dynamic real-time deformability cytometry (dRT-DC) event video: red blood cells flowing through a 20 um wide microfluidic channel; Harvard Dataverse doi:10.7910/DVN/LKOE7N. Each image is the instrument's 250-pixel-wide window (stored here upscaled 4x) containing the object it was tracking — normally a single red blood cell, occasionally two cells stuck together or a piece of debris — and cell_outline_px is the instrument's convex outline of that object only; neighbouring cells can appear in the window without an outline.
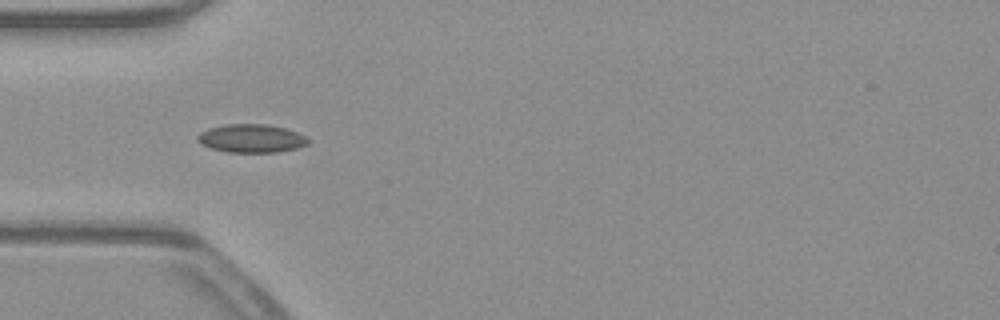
{"species": "common noctule bat (a hibernating species)", "species_latin": "Nyctalus noctula", "temperature_condition": "warm", "stored_images_in_passage": 37, "camera_frame_rate_fps": 3000, "um_per_image_px": 0.085, "animal": {"sex": "male", "body_mass_g": 23.1, "forearm_length_mm": 52.7}, "frame": {"image": 1, "passage_image": 1, "time_ms": 0.0, "image_size_px": [1000, 320], "cell_outline_px": [[312, 140], [308, 144], [296, 148], [276, 152], [228, 152], [212, 148], [196, 140], [196, 136], [200, 132], [208, 128], [224, 124], [268, 124], [284, 128], [296, 132]], "centroid_in_image_um": [21.37, 11.75], "position_along_channel_um": 63.6, "area_um2": 18.21}}
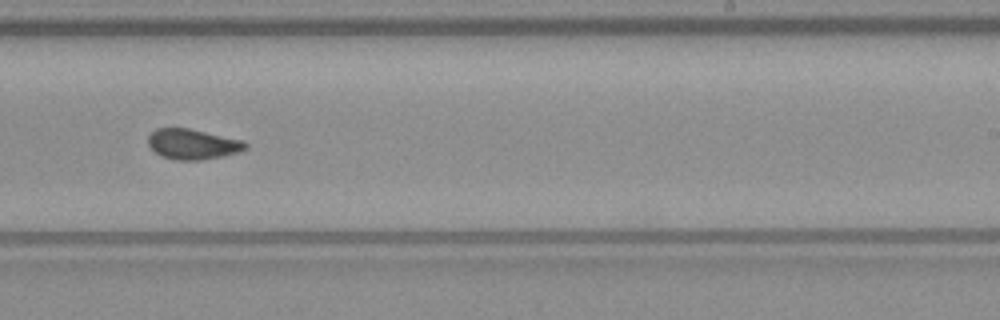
{"frame": {"image": 2, "passage_image": 17, "time_ms": 5.333, "image_size_px": [1000, 320], "cell_outline_px": [[248, 148], [240, 152], [224, 156], [200, 160], [176, 160], [160, 156], [148, 144], [148, 136], [156, 128], [188, 128], [244, 140], [248, 144]], "centroid_in_image_um": [16.41, 12.26], "position_along_channel_um": 272.6, "area_um2": 17.34}}
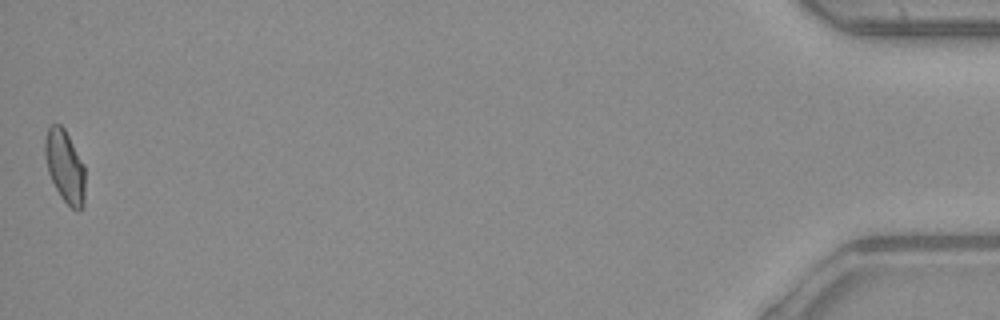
{"frame": {"image": 3, "passage_image": 37, "time_ms": 12.0, "image_size_px": [1000, 320], "cell_outline_px": [[84, 204], [80, 208], [72, 208], [60, 196], [48, 172], [44, 156], [44, 140], [48, 128], [52, 124], [60, 124], [64, 128], [84, 164]], "centroid_in_image_um": [5.49, 14.1], "position_along_channel_um": 429.7, "area_um2": 16.76}, "authors_computed_cell_mechanics": {"area_um2": 17.1088, "velocity_mm_per_s": 3.9176, "shape_relaxation_time_tau1_ms": null, "shape_relaxation_time_tau2_ms": 1.6151, "deformation_change_tau1": null, "deformation_change_tau2": 0.0395}}